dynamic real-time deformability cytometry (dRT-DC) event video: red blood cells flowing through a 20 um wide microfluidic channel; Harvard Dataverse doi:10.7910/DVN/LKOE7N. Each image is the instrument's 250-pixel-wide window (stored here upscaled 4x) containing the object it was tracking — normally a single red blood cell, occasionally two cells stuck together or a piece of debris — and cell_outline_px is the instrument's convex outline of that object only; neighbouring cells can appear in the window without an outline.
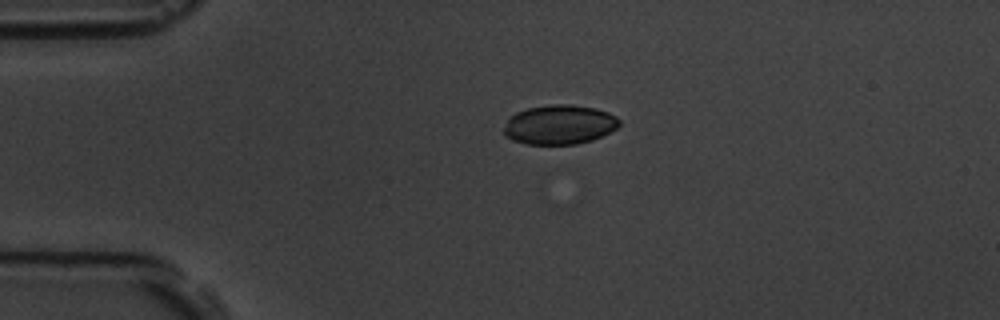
{"species": "common noctule bat (a hibernating species)", "species_latin": "Nyctalus noctula", "temperature_condition": "room temperature", "stored_images_in_passage": 2, "camera_frame_rate_fps": 3000, "um_per_image_px": 0.085, "animal": {"sex": "male", "body_mass_g": 19.5, "forearm_length_mm": 54.6}, "frame": {"image": 1, "passage_image": 1, "time_ms": 0.0, "image_size_px": [1000, 320], "cell_outline_px": [[620, 124], [616, 128], [592, 140], [576, 144], [524, 144], [512, 140], [504, 136], [504, 128], [508, 120], [516, 112], [528, 108], [552, 104], [572, 104], [596, 108], [608, 112], [616, 116], [620, 120]], "centroid_in_image_um": [47.55, 10.59], "position_along_channel_um": 37.5, "area_um2": 26.53}}